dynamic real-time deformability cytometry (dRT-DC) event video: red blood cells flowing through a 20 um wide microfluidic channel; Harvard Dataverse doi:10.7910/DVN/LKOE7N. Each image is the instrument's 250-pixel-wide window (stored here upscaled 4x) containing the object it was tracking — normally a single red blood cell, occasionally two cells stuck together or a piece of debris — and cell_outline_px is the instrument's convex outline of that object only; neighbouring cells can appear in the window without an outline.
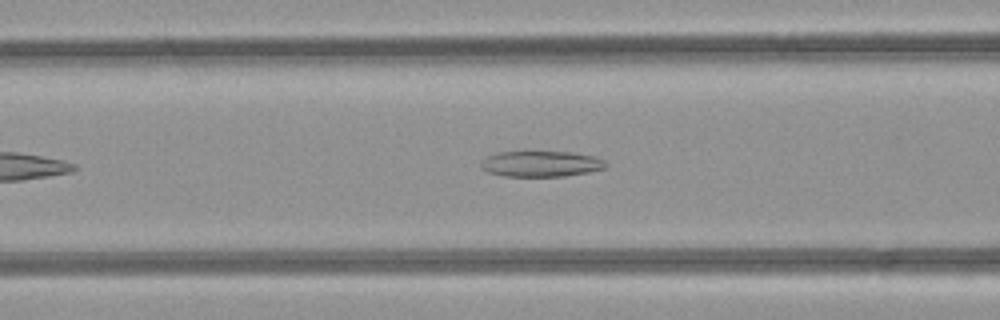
{"species": "common noctule bat (a hibernating species)", "species_latin": "Nyctalus noctula", "temperature_condition": "room temperature", "stored_images_in_passage": 24, "camera_frame_rate_fps": 3000, "um_per_image_px": 0.085, "animal": {"sex": "female", "body_mass_g": 21.9}, "frame": {"image": 1, "passage_image": 9, "time_ms": 2.667, "image_size_px": [1000, 320], "cell_outline_px": [[608, 164], [604, 168], [588, 172], [564, 176], [504, 176], [488, 172], [480, 168], [480, 160], [496, 152], [524, 148], [572, 152], [596, 156], [604, 160]], "centroid_in_image_um": [45.92, 13.86], "position_along_channel_um": 120.7, "area_um2": 19.94}}
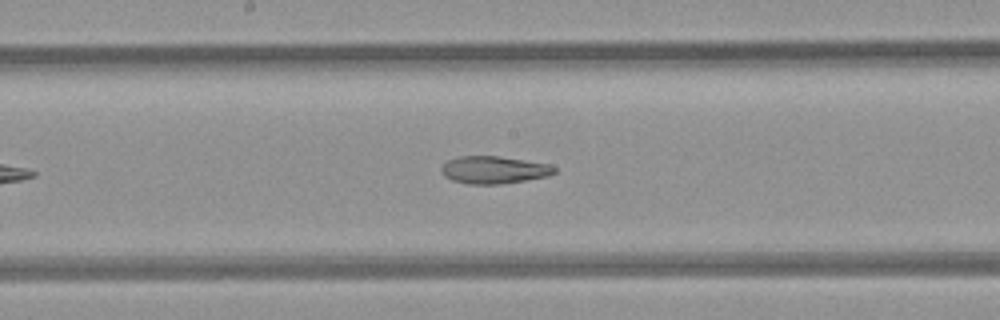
{"frame": {"image": 2, "passage_image": 15, "time_ms": 4.667, "image_size_px": [1000, 320], "cell_outline_px": [[556, 172], [548, 176], [500, 184], [468, 184], [452, 180], [444, 176], [440, 172], [440, 168], [448, 160], [456, 156], [500, 156], [548, 164], [556, 168]], "centroid_in_image_um": [41.94, 14.43], "position_along_channel_um": 206.3, "area_um2": 18.09}}
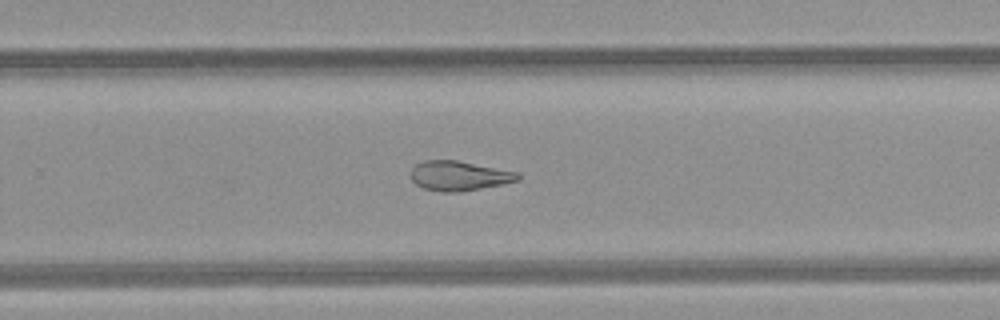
{"frame": {"image": 3, "passage_image": 21, "time_ms": 6.667, "image_size_px": [1000, 320], "cell_outline_px": [[520, 180], [460, 192], [440, 192], [424, 188], [416, 184], [412, 180], [412, 168], [416, 164], [424, 160], [456, 160], [520, 172]], "centroid_in_image_um": [39.03, 14.94], "position_along_channel_um": 290.8, "area_um2": 18.44}}